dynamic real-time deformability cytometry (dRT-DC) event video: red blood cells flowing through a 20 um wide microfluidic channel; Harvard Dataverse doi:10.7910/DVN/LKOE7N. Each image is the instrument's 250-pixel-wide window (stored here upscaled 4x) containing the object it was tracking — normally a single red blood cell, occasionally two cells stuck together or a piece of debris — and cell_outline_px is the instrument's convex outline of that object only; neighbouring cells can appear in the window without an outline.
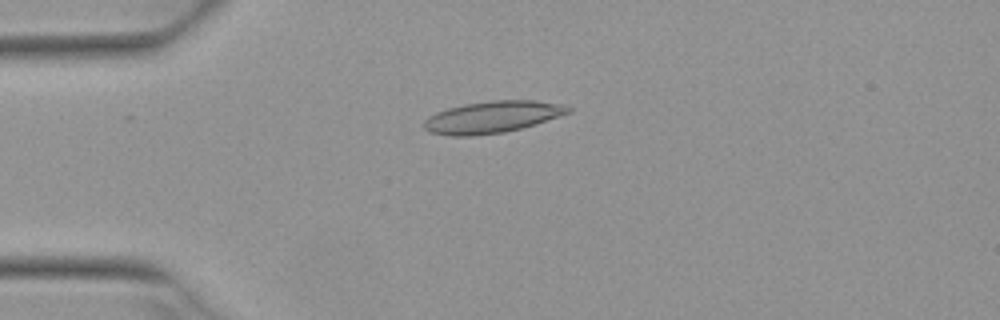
{"species": "Egyptian fruit bat (a non-hibernating species)", "species_latin": "Rousettus aegyptiacus", "temperature_condition": "warm", "stored_images_in_passage": 6, "camera_frame_rate_fps": 3000, "um_per_image_px": 0.085, "animal": {"sex": "female"}, "frame": {"image": 1, "passage_image": 4, "time_ms": 1.0, "image_size_px": [1000, 320], "cell_outline_px": [[572, 112], [536, 124], [504, 132], [472, 136], [448, 136], [428, 132], [424, 128], [424, 120], [428, 116], [436, 112], [448, 108], [464, 104], [492, 100], [536, 100], [564, 104], [572, 108]], "centroid_in_image_um": [41.85, 9.94], "position_along_channel_um": 43.1, "area_um2": 26.99}}
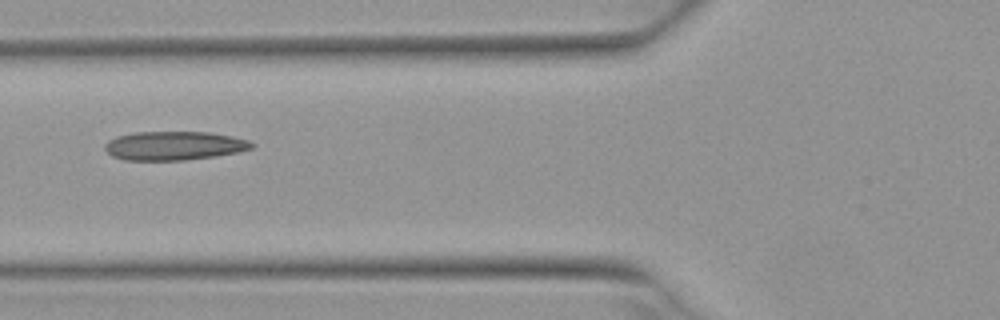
{"frame": {"image": 2, "passage_image": 6, "time_ms": 1.667, "image_size_px": [1000, 320], "cell_outline_px": [[256, 144], [252, 148], [240, 152], [216, 156], [184, 160], [124, 160], [112, 156], [104, 148], [104, 144], [108, 140], [116, 136], [136, 132], [212, 132], [232, 136], [248, 140]], "centroid_in_image_um": [14.82, 12.38], "position_along_channel_um": 111.0, "area_um2": 24.85}}